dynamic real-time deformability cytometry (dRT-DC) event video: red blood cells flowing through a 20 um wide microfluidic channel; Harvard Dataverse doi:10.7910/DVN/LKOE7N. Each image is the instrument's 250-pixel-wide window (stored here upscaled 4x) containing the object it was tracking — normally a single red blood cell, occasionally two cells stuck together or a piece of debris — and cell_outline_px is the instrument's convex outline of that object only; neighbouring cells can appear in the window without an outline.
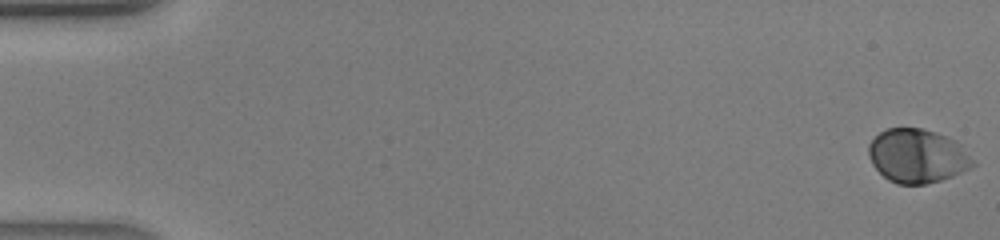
{"species": "human", "species_latin": "Homo sapiens", "temperature_condition": "warm", "stored_images_in_passage": 43, "camera_frame_rate_fps": 3000, "um_per_image_px": 0.085, "donor": {"sex": "male"}, "frame": {"image": 1, "passage_image": 1, "time_ms": 0.0, "image_size_px": [1000, 240], "cell_outline_px": [[976, 164], [952, 176], [940, 180], [924, 184], [896, 184], [888, 180], [872, 164], [868, 156], [868, 144], [880, 132], [888, 128], [920, 128], [936, 132], [948, 136], [956, 140], [960, 144]], "centroid_in_image_um": [77.95, 13.24], "position_along_channel_um": 7.0, "area_um2": 32.6}}
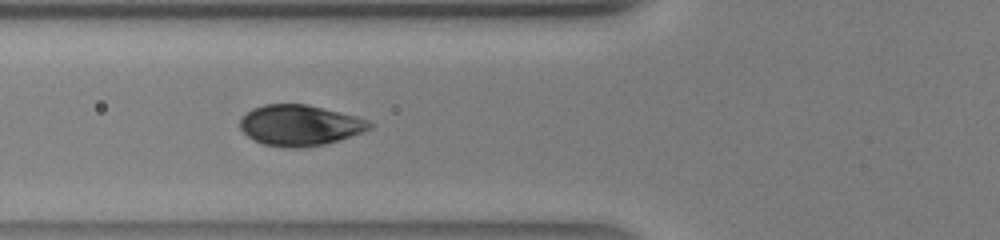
{"frame": {"image": 2, "passage_image": 17, "time_ms": 5.333, "image_size_px": [1000, 240], "cell_outline_px": [[372, 128], [324, 144], [300, 148], [284, 148], [264, 144], [248, 136], [240, 128], [240, 116], [252, 108], [264, 104], [308, 104], [356, 116], [368, 120], [372, 124]], "centroid_in_image_um": [25.44, 10.64], "position_along_channel_um": 100.4, "area_um2": 30.63}}
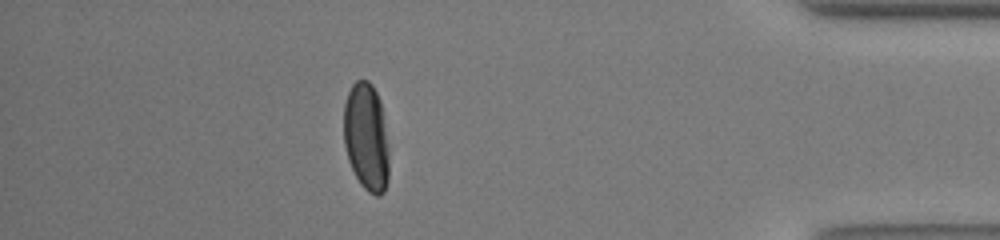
{"frame": {"image": 3, "passage_image": 38, "time_ms": 12.333, "image_size_px": [1000, 240], "cell_outline_px": [[388, 180], [384, 192], [380, 196], [376, 196], [368, 192], [360, 184], [348, 160], [344, 144], [344, 104], [348, 92], [352, 84], [356, 80], [368, 80], [372, 84], [380, 100], [388, 148]], "centroid_in_image_um": [31.13, 11.66], "position_along_channel_um": 404.1, "area_um2": 28.5}}